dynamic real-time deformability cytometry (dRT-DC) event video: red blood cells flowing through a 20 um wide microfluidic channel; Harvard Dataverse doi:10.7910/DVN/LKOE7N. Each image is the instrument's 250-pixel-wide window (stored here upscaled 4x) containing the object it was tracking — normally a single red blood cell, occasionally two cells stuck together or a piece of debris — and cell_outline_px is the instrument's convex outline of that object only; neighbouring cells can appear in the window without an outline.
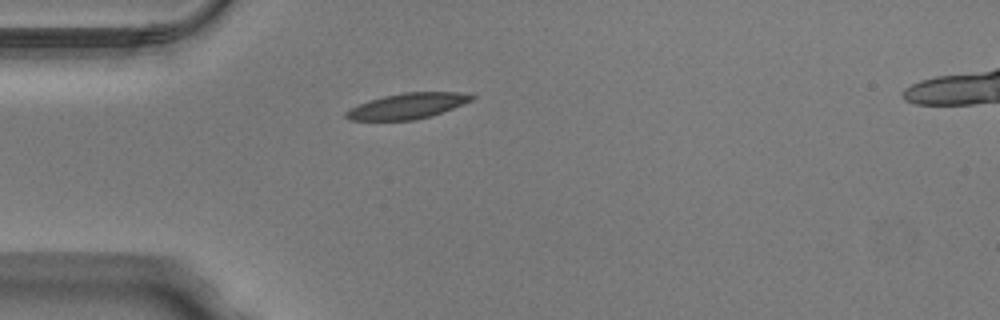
{"species": "Egyptian fruit bat (a non-hibernating species)", "species_latin": "Rousettus aegyptiacus", "temperature_condition": "warm", "stored_images_in_passage": 37, "camera_frame_rate_fps": 3000, "um_per_image_px": 0.085, "animal": {"sex": "male"}, "frame": {"image": 1, "passage_image": 1, "time_ms": 0.0, "image_size_px": [1000, 320], "cell_outline_px": [[476, 96], [472, 100], [452, 108], [416, 120], [348, 120], [344, 116], [344, 112], [368, 100], [384, 96], [404, 92], [460, 92]], "centroid_in_image_um": [34.6, 9.0], "position_along_channel_um": 50.4, "area_um2": 18.5}}
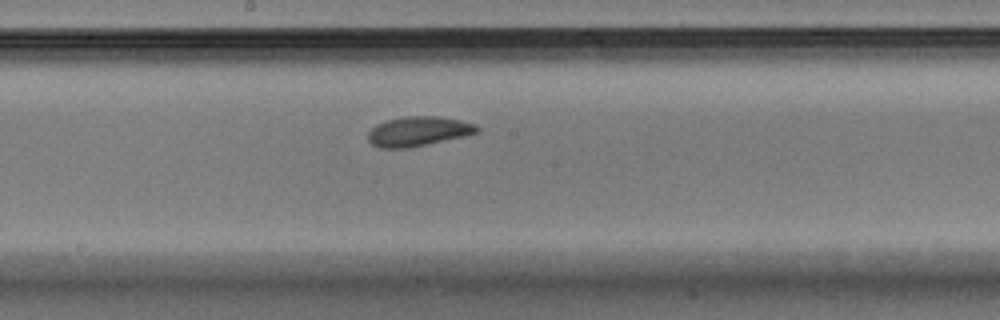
{"frame": {"image": 2, "passage_image": 14, "time_ms": 4.333, "image_size_px": [1000, 320], "cell_outline_px": [[480, 128], [476, 132], [464, 136], [408, 148], [380, 148], [372, 144], [368, 140], [368, 132], [376, 124], [388, 120], [404, 116], [436, 116], [460, 120], [476, 124]], "centroid_in_image_um": [35.53, 11.16], "position_along_channel_um": 212.7, "area_um2": 18.67}}
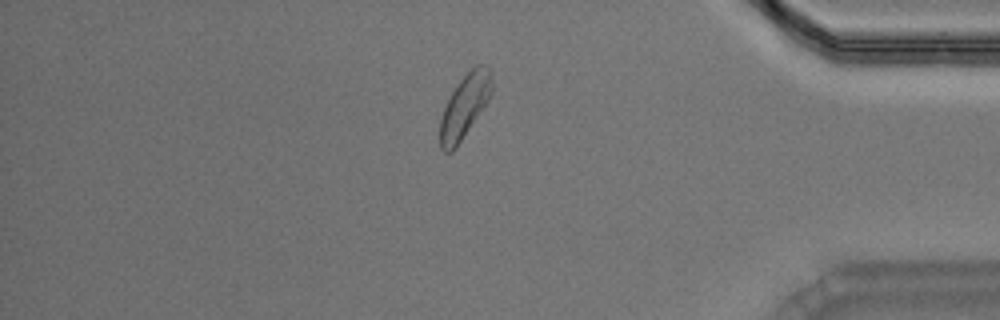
{"frame": {"image": 3, "passage_image": 30, "time_ms": 9.667, "image_size_px": [1000, 320], "cell_outline_px": [[492, 92], [488, 100], [452, 152], [444, 152], [440, 148], [440, 120], [444, 108], [452, 92], [460, 80], [476, 64], [488, 64], [492, 72]], "centroid_in_image_um": [39.51, 8.97], "position_along_channel_um": 395.7, "area_um2": 18.79}, "authors_computed_cell_mechanics": {"area_um2": 18.9006, "velocity_mm_per_s": 3.9885, "shape_relaxation_time_tau1_ms": 2.1064, "shape_relaxation_time_tau2_ms": 4.8586, "deformation_change_tau1": 0.1035, "deformation_change_tau2": 0.1132}}